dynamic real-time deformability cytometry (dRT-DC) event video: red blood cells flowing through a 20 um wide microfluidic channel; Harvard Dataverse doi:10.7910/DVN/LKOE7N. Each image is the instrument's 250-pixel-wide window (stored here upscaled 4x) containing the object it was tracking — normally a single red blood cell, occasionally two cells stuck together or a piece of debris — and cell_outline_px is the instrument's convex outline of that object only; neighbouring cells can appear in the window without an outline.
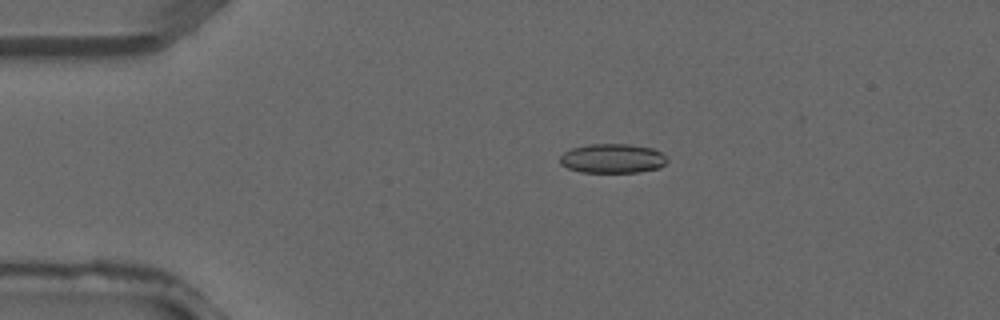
{"species": "common noctule bat (a hibernating species)", "species_latin": "Nyctalus noctula", "temperature_condition": "warm", "stored_images_in_passage": 3, "camera_frame_rate_fps": 3000, "um_per_image_px": 0.085, "animal": {"sex": "male", "forearm_length_mm": 52.5}, "frame": {"image": 1, "passage_image": 3, "time_ms": 0.667, "image_size_px": [1000, 320], "cell_outline_px": [[668, 160], [660, 168], [640, 172], [580, 172], [568, 168], [560, 164], [560, 156], [564, 152], [572, 148], [588, 144], [628, 144], [652, 148], [660, 152]], "centroid_in_image_um": [52.05, 13.47], "position_along_channel_um": 33.0, "area_um2": 18.32}}